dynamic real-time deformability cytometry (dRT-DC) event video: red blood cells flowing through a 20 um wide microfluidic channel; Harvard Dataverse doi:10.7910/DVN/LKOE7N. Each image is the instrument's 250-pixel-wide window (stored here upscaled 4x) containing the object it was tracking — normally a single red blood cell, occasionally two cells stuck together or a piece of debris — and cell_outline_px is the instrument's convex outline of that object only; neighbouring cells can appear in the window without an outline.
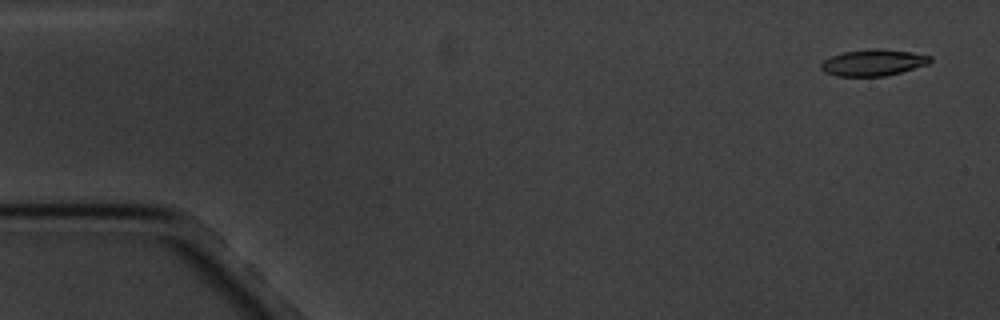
{"species": "common noctule bat (a hibernating species)", "species_latin": "Nyctalus noctula", "temperature_condition": "cold", "stored_images_in_passage": 4, "camera_frame_rate_fps": 3000, "um_per_image_px": 0.085, "animal": {"sex": "male", "body_mass_g": 20.1, "forearm_length_mm": 53.5}, "frame": {"image": 1, "passage_image": 1, "time_ms": 0.0, "image_size_px": [1000, 320], "cell_outline_px": [[932, 60], [928, 64], [900, 72], [884, 76], [836, 76], [824, 72], [820, 68], [820, 64], [824, 60], [832, 56], [844, 52], [872, 48], [912, 52], [932, 56]], "centroid_in_image_um": [74.21, 5.32], "position_along_channel_um": 10.8, "area_um2": 16.7}}
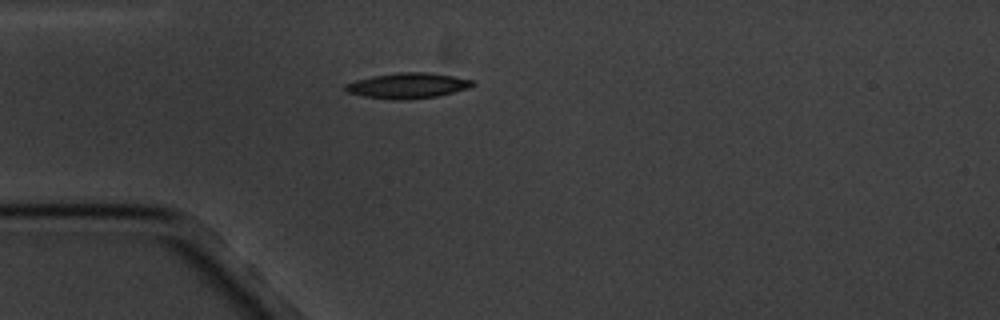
{"frame": {"image": 2, "passage_image": 4, "time_ms": 4.333, "image_size_px": [1000, 320], "cell_outline_px": [[476, 84], [468, 88], [436, 96], [408, 100], [392, 100], [364, 96], [348, 92], [344, 88], [344, 84], [356, 80], [372, 76], [396, 72], [428, 72], [476, 80]], "centroid_in_image_um": [34.66, 7.27], "position_along_channel_um": 50.3, "area_um2": 18.96}}